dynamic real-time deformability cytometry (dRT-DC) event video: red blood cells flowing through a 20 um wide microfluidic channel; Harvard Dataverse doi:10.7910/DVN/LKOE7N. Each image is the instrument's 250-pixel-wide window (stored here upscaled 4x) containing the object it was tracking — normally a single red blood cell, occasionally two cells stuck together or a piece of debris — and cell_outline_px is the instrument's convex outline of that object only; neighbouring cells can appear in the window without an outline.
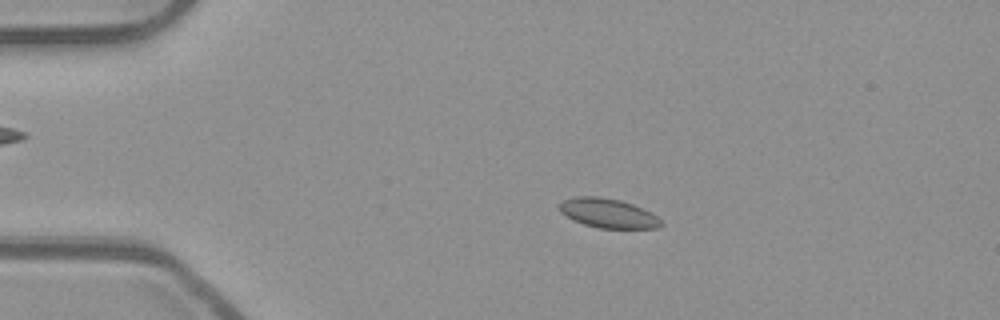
{"species": "common noctule bat (a hibernating species)", "species_latin": "Nyctalus noctula", "temperature_condition": "room temperature", "stored_images_in_passage": 54, "camera_frame_rate_fps": 3000, "um_per_image_px": 0.085, "animal": {"sex": "male", "body_mass_g": 23.1, "forearm_length_mm": 52.7}, "frame": {"image": 1, "passage_image": 11, "time_ms": 3.333, "image_size_px": [1000, 320], "cell_outline_px": [[664, 224], [660, 228], [600, 228], [584, 224], [572, 220], [560, 212], [556, 208], [564, 200], [576, 196], [596, 196], [620, 200], [632, 204], [652, 212]], "centroid_in_image_um": [51.67, 18.12], "position_along_channel_um": 33.3, "area_um2": 17.46}}
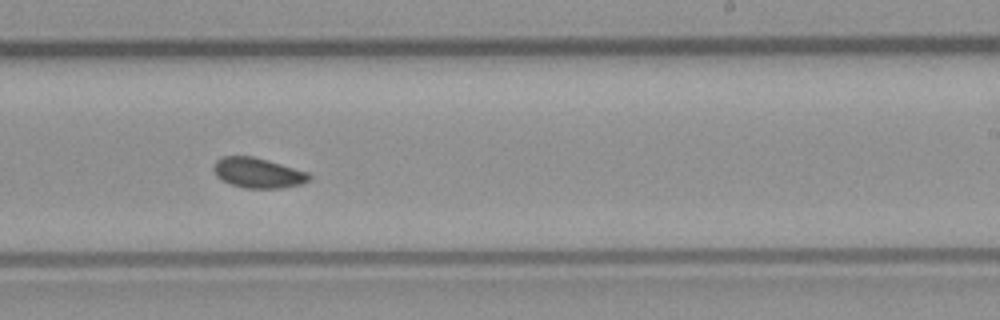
{"frame": {"image": 2, "passage_image": 33, "time_ms": 10.667, "image_size_px": [1000, 320], "cell_outline_px": [[312, 176], [304, 184], [280, 188], [244, 188], [232, 184], [216, 176], [212, 168], [216, 160], [220, 156], [252, 156], [308, 172]], "centroid_in_image_um": [21.91, 14.69], "position_along_channel_um": 267.1, "area_um2": 16.7}}
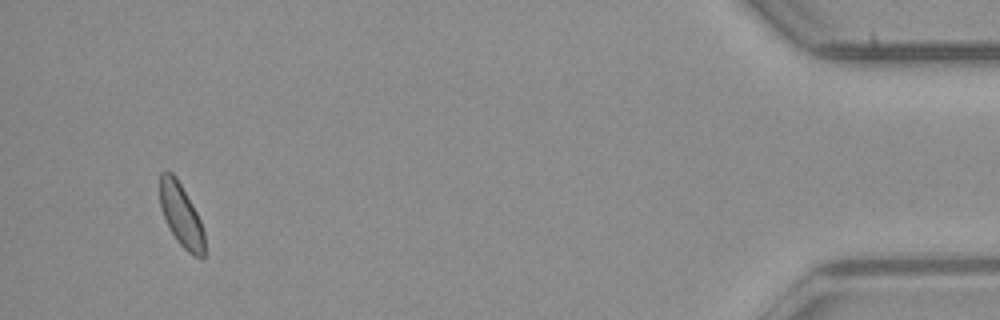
{"frame": {"image": 3, "passage_image": 51, "time_ms": 16.667, "image_size_px": [1000, 320], "cell_outline_px": [[204, 260], [200, 260], [188, 252], [176, 240], [160, 208], [160, 172], [172, 172], [176, 176], [196, 212], [200, 220], [204, 232]], "centroid_in_image_um": [15.41, 18.32], "position_along_channel_um": 419.8, "area_um2": 16.18}, "authors_computed_cell_mechanics": {"area_um2": 16.9932, "velocity_mm_per_s": 3.857, "shape_relaxation_time_tau1_ms": null, "shape_relaxation_time_tau2_ms": 3.1458, "deformation_change_tau1": null, "deformation_change_tau2": 0.0671}}